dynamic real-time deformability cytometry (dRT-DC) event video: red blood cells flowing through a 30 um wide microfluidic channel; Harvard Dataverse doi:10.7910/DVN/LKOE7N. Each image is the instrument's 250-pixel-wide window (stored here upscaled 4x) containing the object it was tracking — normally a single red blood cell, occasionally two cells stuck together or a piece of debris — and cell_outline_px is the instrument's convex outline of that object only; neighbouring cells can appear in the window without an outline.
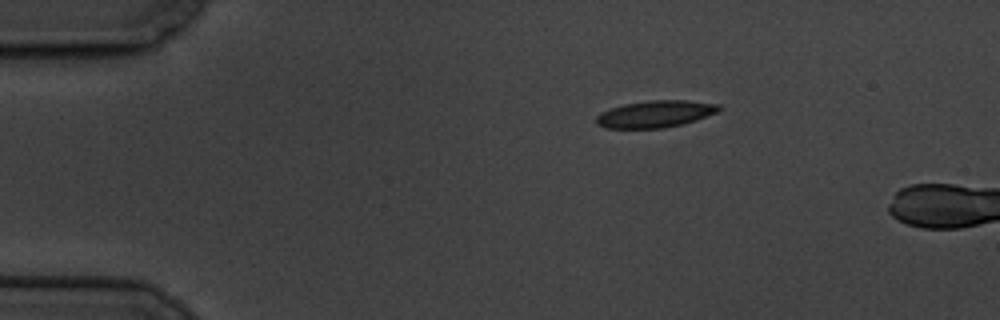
{"species": "common noctule bat (a hibernating species)", "species_latin": "Nyctalus noctula", "temperature_condition": "cold", "stored_images_in_passage": 3, "camera_frame_rate_fps": 3000, "um_per_image_px": 0.085, "animal": {"sex": "male", "body_mass_g": 19.5, "forearm_length_mm": 54.6}, "frame": {"image": 1, "passage_image": 1, "time_ms": 0.0, "image_size_px": [1000, 320], "cell_outline_px": [[720, 108], [716, 112], [696, 120], [664, 128], [608, 128], [596, 124], [596, 116], [600, 112], [624, 104], [648, 100], [688, 100], [720, 104]], "centroid_in_image_um": [55.68, 9.68], "position_along_channel_um": 29.3, "area_um2": 19.13}}